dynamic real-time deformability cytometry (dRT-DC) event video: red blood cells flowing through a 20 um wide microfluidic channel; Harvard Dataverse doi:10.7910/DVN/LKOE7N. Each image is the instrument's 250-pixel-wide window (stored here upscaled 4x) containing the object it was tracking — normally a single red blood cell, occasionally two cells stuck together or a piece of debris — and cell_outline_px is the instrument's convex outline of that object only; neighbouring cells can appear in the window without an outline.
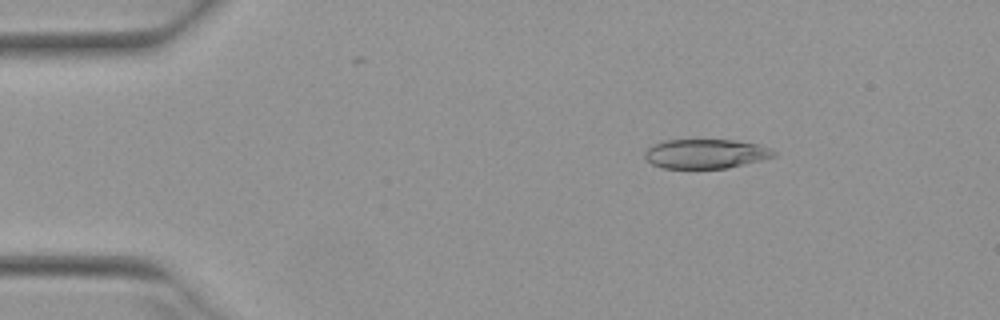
{"species": "Egyptian fruit bat (a non-hibernating species)", "species_latin": "Rousettus aegyptiacus", "temperature_condition": "warm", "stored_images_in_passage": 51, "camera_frame_rate_fps": 3000, "um_per_image_px": 0.085, "animal": {"sex": "female"}, "frame": {"image": 1, "passage_image": 8, "time_ms": 2.333, "image_size_px": [1000, 320], "cell_outline_px": [[776, 156], [764, 160], [728, 168], [660, 168], [644, 160], [644, 152], [652, 144], [664, 140], [732, 140], [760, 144], [772, 148], [776, 152]], "centroid_in_image_um": [59.99, 13.07], "position_along_channel_um": 25.0, "area_um2": 22.48}}
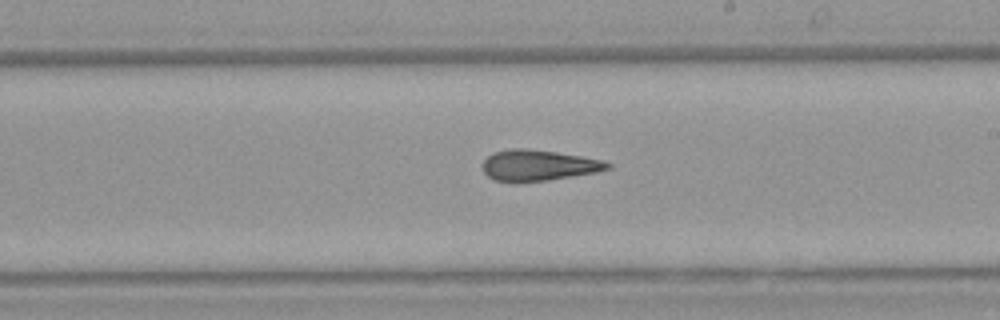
{"frame": {"image": 2, "passage_image": 30, "time_ms": 9.667, "image_size_px": [1000, 320], "cell_outline_px": [[612, 168], [596, 172], [548, 180], [492, 180], [484, 172], [484, 160], [492, 152], [512, 148], [524, 148], [556, 152], [580, 156], [600, 160], [612, 164]], "centroid_in_image_um": [45.78, 14.03], "position_along_channel_um": 243.2, "area_um2": 21.91}}
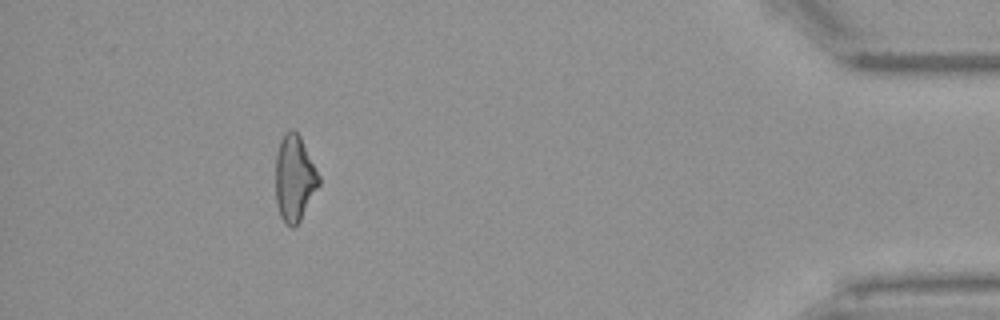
{"frame": {"image": 3, "passage_image": 47, "time_ms": 15.333, "image_size_px": [1000, 320], "cell_outline_px": [[320, 184], [300, 220], [292, 228], [280, 216], [276, 204], [276, 152], [280, 140], [284, 132], [292, 128], [300, 136], [320, 176]], "centroid_in_image_um": [25.02, 15.12], "position_along_channel_um": 410.2, "area_um2": 21.62}, "authors_computed_cell_mechanics": {"area_um2": 22.7154, "velocity_mm_per_s": 3.9585, "shape_relaxation_time_tau1_ms": null, "shape_relaxation_time_tau2_ms": 4.7236, "deformation_change_tau1": null, "deformation_change_tau2": 0.1603}}